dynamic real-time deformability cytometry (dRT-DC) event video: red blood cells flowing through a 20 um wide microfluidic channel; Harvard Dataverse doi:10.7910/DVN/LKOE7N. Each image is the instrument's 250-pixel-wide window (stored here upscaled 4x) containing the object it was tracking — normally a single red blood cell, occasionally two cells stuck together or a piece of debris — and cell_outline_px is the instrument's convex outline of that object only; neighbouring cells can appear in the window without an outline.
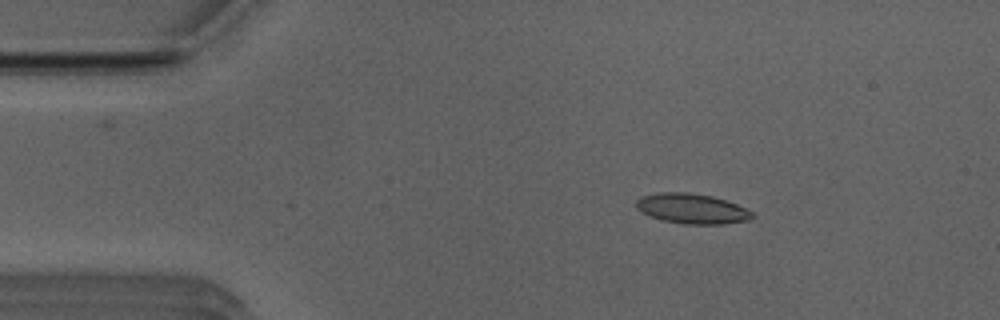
{"species": "Egyptian fruit bat (a non-hibernating species)", "species_latin": "Rousettus aegyptiacus", "temperature_condition": "room temperature", "stored_images_in_passage": 33, "camera_frame_rate_fps": 3000, "um_per_image_px": 0.085, "animal": {"sex": "male"}, "frame": {"image": 1, "passage_image": 1, "time_ms": 0.0, "image_size_px": [1000, 320], "cell_outline_px": [[756, 216], [748, 220], [724, 224], [684, 224], [664, 220], [652, 216], [636, 208], [636, 200], [644, 196], [656, 192], [688, 192], [712, 196], [736, 204], [752, 212]], "centroid_in_image_um": [58.83, 17.73], "position_along_channel_um": 26.2, "area_um2": 20.11}}
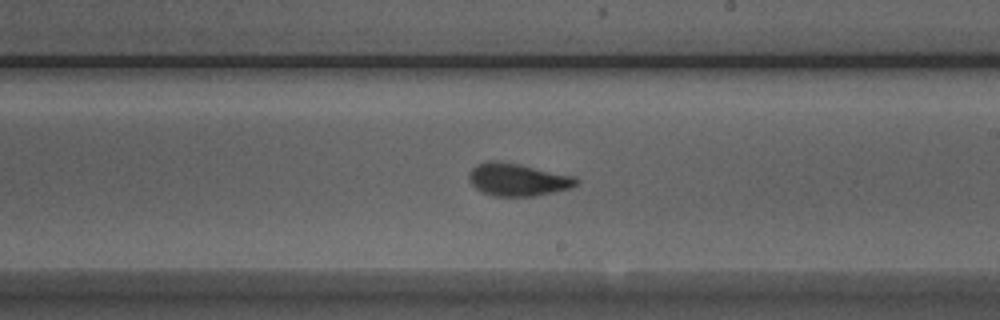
{"frame": {"image": 2, "passage_image": 22, "time_ms": 7.0, "image_size_px": [1000, 320], "cell_outline_px": [[580, 184], [572, 188], [536, 196], [492, 196], [476, 188], [472, 184], [468, 176], [472, 168], [480, 164], [496, 160], [520, 164], [576, 176], [580, 180]], "centroid_in_image_um": [44.09, 15.28], "position_along_channel_um": 244.9, "area_um2": 20.46}}
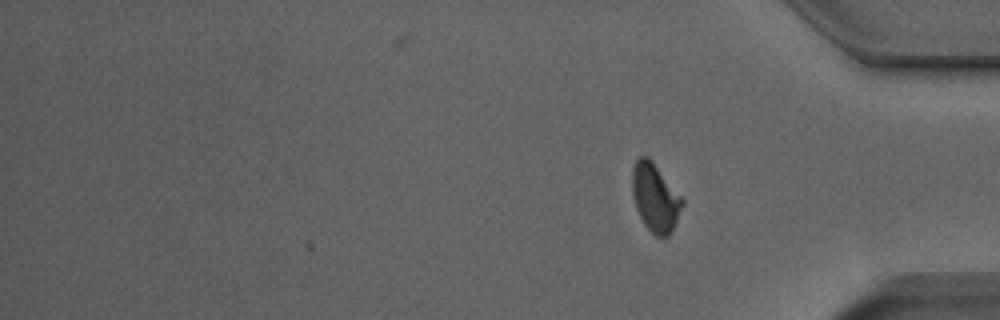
{"frame": {"image": 3, "passage_image": 33, "time_ms": 10.667, "image_size_px": [1000, 320], "cell_outline_px": [[684, 204], [672, 232], [668, 236], [656, 236], [644, 224], [636, 208], [632, 192], [632, 168], [636, 160], [640, 156], [648, 156], [652, 160], [684, 200]], "centroid_in_image_um": [55.69, 16.79], "position_along_channel_um": 379.5, "area_um2": 19.83}, "authors_computed_cell_mechanics": {"area_um2": 20.0566, "velocity_mm_per_s": 3.9692, "shape_relaxation_time_tau1_ms": 8.17, "shape_relaxation_time_tau2_ms": 1.1435, "deformation_change_tau1": 0.2168, "deformation_change_tau2": 0.0718}}